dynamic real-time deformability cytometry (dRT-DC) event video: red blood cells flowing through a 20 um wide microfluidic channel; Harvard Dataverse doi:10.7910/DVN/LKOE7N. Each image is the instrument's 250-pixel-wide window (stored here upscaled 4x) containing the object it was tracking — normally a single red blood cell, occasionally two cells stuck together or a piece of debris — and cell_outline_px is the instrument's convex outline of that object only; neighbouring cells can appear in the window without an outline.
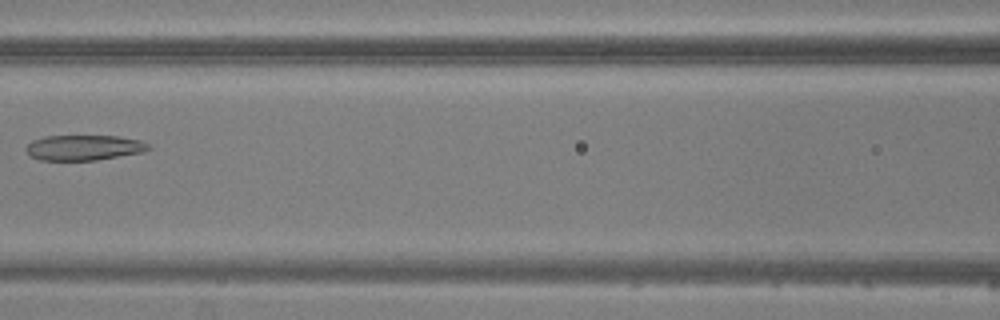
{"species": "common noctule bat (a hibernating species)", "species_latin": "Nyctalus noctula", "temperature_condition": "warm", "stored_images_in_passage": 4, "camera_frame_rate_fps": 3000, "um_per_image_px": 0.085, "animal": {"sex": "male", "body_mass_g": 20.5, "forearm_length_mm": 52.5}, "frame": {"image": 1, "passage_image": 4, "time_ms": 3.667, "image_size_px": [1000, 320], "cell_outline_px": [[152, 148], [140, 152], [96, 160], [40, 160], [28, 156], [24, 148], [32, 140], [44, 136], [116, 136], [140, 140], [148, 144]], "centroid_in_image_um": [7.06, 12.55], "position_along_channel_um": 159.5, "area_um2": 18.03}}